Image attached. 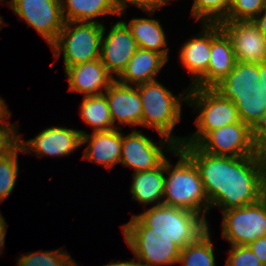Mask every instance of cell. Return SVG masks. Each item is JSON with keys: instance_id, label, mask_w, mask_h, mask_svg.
Segmentation results:
<instances>
[{"instance_id": "cell-1", "label": "cell", "mask_w": 266, "mask_h": 266, "mask_svg": "<svg viewBox=\"0 0 266 266\" xmlns=\"http://www.w3.org/2000/svg\"><path fill=\"white\" fill-rule=\"evenodd\" d=\"M178 147L196 165L210 209L227 211L262 198L257 155L227 157L209 154L197 145Z\"/></svg>"}, {"instance_id": "cell-2", "label": "cell", "mask_w": 266, "mask_h": 266, "mask_svg": "<svg viewBox=\"0 0 266 266\" xmlns=\"http://www.w3.org/2000/svg\"><path fill=\"white\" fill-rule=\"evenodd\" d=\"M173 154L179 158L175 166L165 160V173L169 175H165L163 204L192 211L207 221L210 203L196 165L179 147Z\"/></svg>"}, {"instance_id": "cell-3", "label": "cell", "mask_w": 266, "mask_h": 266, "mask_svg": "<svg viewBox=\"0 0 266 266\" xmlns=\"http://www.w3.org/2000/svg\"><path fill=\"white\" fill-rule=\"evenodd\" d=\"M142 102V126L154 129L160 137L166 136L181 145L185 137H175L173 129L181 120V106L187 103L188 88L180 95H174L162 83L154 80L136 86ZM185 95V96H184Z\"/></svg>"}, {"instance_id": "cell-4", "label": "cell", "mask_w": 266, "mask_h": 266, "mask_svg": "<svg viewBox=\"0 0 266 266\" xmlns=\"http://www.w3.org/2000/svg\"><path fill=\"white\" fill-rule=\"evenodd\" d=\"M144 211L136 216L149 227V233L169 238L180 249L194 242L210 226L201 215L179 207L161 204Z\"/></svg>"}, {"instance_id": "cell-5", "label": "cell", "mask_w": 266, "mask_h": 266, "mask_svg": "<svg viewBox=\"0 0 266 266\" xmlns=\"http://www.w3.org/2000/svg\"><path fill=\"white\" fill-rule=\"evenodd\" d=\"M103 27L98 21L64 22L57 40L50 46L54 57L59 60L63 52L65 69L100 59Z\"/></svg>"}, {"instance_id": "cell-6", "label": "cell", "mask_w": 266, "mask_h": 266, "mask_svg": "<svg viewBox=\"0 0 266 266\" xmlns=\"http://www.w3.org/2000/svg\"><path fill=\"white\" fill-rule=\"evenodd\" d=\"M187 105L199 111L197 131L186 136L182 144L197 145L209 132L241 121L235 104L213 88L188 87Z\"/></svg>"}, {"instance_id": "cell-7", "label": "cell", "mask_w": 266, "mask_h": 266, "mask_svg": "<svg viewBox=\"0 0 266 266\" xmlns=\"http://www.w3.org/2000/svg\"><path fill=\"white\" fill-rule=\"evenodd\" d=\"M124 240L134 254L139 266H163L178 263L180 248L169 238L149 233L147 227L136 214L123 224Z\"/></svg>"}, {"instance_id": "cell-8", "label": "cell", "mask_w": 266, "mask_h": 266, "mask_svg": "<svg viewBox=\"0 0 266 266\" xmlns=\"http://www.w3.org/2000/svg\"><path fill=\"white\" fill-rule=\"evenodd\" d=\"M222 237L231 245H248L266 236V198L222 211Z\"/></svg>"}, {"instance_id": "cell-9", "label": "cell", "mask_w": 266, "mask_h": 266, "mask_svg": "<svg viewBox=\"0 0 266 266\" xmlns=\"http://www.w3.org/2000/svg\"><path fill=\"white\" fill-rule=\"evenodd\" d=\"M261 137L242 121L209 132L197 146L209 154L227 157L257 155Z\"/></svg>"}, {"instance_id": "cell-10", "label": "cell", "mask_w": 266, "mask_h": 266, "mask_svg": "<svg viewBox=\"0 0 266 266\" xmlns=\"http://www.w3.org/2000/svg\"><path fill=\"white\" fill-rule=\"evenodd\" d=\"M161 138L158 146L140 130H133L128 135L122 133L121 165L133 168L134 173L159 167L167 159L164 149L173 154L178 148L170 138L163 135Z\"/></svg>"}, {"instance_id": "cell-11", "label": "cell", "mask_w": 266, "mask_h": 266, "mask_svg": "<svg viewBox=\"0 0 266 266\" xmlns=\"http://www.w3.org/2000/svg\"><path fill=\"white\" fill-rule=\"evenodd\" d=\"M6 4L21 21L33 27L52 45L58 38L64 25L61 0H10Z\"/></svg>"}, {"instance_id": "cell-12", "label": "cell", "mask_w": 266, "mask_h": 266, "mask_svg": "<svg viewBox=\"0 0 266 266\" xmlns=\"http://www.w3.org/2000/svg\"><path fill=\"white\" fill-rule=\"evenodd\" d=\"M80 131L53 126L40 131L38 135L27 141L21 140V134L16 133V142L21 146L23 153L38 157H64L82 146Z\"/></svg>"}, {"instance_id": "cell-13", "label": "cell", "mask_w": 266, "mask_h": 266, "mask_svg": "<svg viewBox=\"0 0 266 266\" xmlns=\"http://www.w3.org/2000/svg\"><path fill=\"white\" fill-rule=\"evenodd\" d=\"M105 27L104 25L100 60L107 71L118 78L137 51L138 45L122 20L113 24L106 36H104L107 31Z\"/></svg>"}, {"instance_id": "cell-14", "label": "cell", "mask_w": 266, "mask_h": 266, "mask_svg": "<svg viewBox=\"0 0 266 266\" xmlns=\"http://www.w3.org/2000/svg\"><path fill=\"white\" fill-rule=\"evenodd\" d=\"M219 25L231 40L236 61L259 64L266 60V38L253 21L223 20Z\"/></svg>"}, {"instance_id": "cell-15", "label": "cell", "mask_w": 266, "mask_h": 266, "mask_svg": "<svg viewBox=\"0 0 266 266\" xmlns=\"http://www.w3.org/2000/svg\"><path fill=\"white\" fill-rule=\"evenodd\" d=\"M210 53L207 73L193 87L212 88L235 67L236 58L231 40L219 23H211Z\"/></svg>"}, {"instance_id": "cell-16", "label": "cell", "mask_w": 266, "mask_h": 266, "mask_svg": "<svg viewBox=\"0 0 266 266\" xmlns=\"http://www.w3.org/2000/svg\"><path fill=\"white\" fill-rule=\"evenodd\" d=\"M108 101L110 114L119 124L142 126V102L136 86L124 85L115 80L103 93Z\"/></svg>"}, {"instance_id": "cell-17", "label": "cell", "mask_w": 266, "mask_h": 266, "mask_svg": "<svg viewBox=\"0 0 266 266\" xmlns=\"http://www.w3.org/2000/svg\"><path fill=\"white\" fill-rule=\"evenodd\" d=\"M212 88L227 100L264 97L258 63L236 61L234 69Z\"/></svg>"}, {"instance_id": "cell-18", "label": "cell", "mask_w": 266, "mask_h": 266, "mask_svg": "<svg viewBox=\"0 0 266 266\" xmlns=\"http://www.w3.org/2000/svg\"><path fill=\"white\" fill-rule=\"evenodd\" d=\"M64 71L69 90L84 93V96L101 95L116 80L100 59L71 66Z\"/></svg>"}, {"instance_id": "cell-19", "label": "cell", "mask_w": 266, "mask_h": 266, "mask_svg": "<svg viewBox=\"0 0 266 266\" xmlns=\"http://www.w3.org/2000/svg\"><path fill=\"white\" fill-rule=\"evenodd\" d=\"M120 128L107 131H96L92 135L80 131L82 145L89 143L84 149L83 159L100 164L110 170L120 163L122 148V132Z\"/></svg>"}, {"instance_id": "cell-20", "label": "cell", "mask_w": 266, "mask_h": 266, "mask_svg": "<svg viewBox=\"0 0 266 266\" xmlns=\"http://www.w3.org/2000/svg\"><path fill=\"white\" fill-rule=\"evenodd\" d=\"M201 32L191 36L180 50V62L192 77L193 87L206 73L211 55V23H201Z\"/></svg>"}, {"instance_id": "cell-21", "label": "cell", "mask_w": 266, "mask_h": 266, "mask_svg": "<svg viewBox=\"0 0 266 266\" xmlns=\"http://www.w3.org/2000/svg\"><path fill=\"white\" fill-rule=\"evenodd\" d=\"M168 60L160 53L138 48L126 69L116 79L124 85L137 86L142 83L156 80L160 70Z\"/></svg>"}, {"instance_id": "cell-22", "label": "cell", "mask_w": 266, "mask_h": 266, "mask_svg": "<svg viewBox=\"0 0 266 266\" xmlns=\"http://www.w3.org/2000/svg\"><path fill=\"white\" fill-rule=\"evenodd\" d=\"M165 161L157 168L133 173L130 193L139 204H163L165 191Z\"/></svg>"}, {"instance_id": "cell-23", "label": "cell", "mask_w": 266, "mask_h": 266, "mask_svg": "<svg viewBox=\"0 0 266 266\" xmlns=\"http://www.w3.org/2000/svg\"><path fill=\"white\" fill-rule=\"evenodd\" d=\"M130 29L138 48L162 54L169 60L165 31L159 20L151 18H132L129 23L123 21Z\"/></svg>"}, {"instance_id": "cell-24", "label": "cell", "mask_w": 266, "mask_h": 266, "mask_svg": "<svg viewBox=\"0 0 266 266\" xmlns=\"http://www.w3.org/2000/svg\"><path fill=\"white\" fill-rule=\"evenodd\" d=\"M61 7L65 22H97L99 16L120 14L116 0H61Z\"/></svg>"}, {"instance_id": "cell-25", "label": "cell", "mask_w": 266, "mask_h": 266, "mask_svg": "<svg viewBox=\"0 0 266 266\" xmlns=\"http://www.w3.org/2000/svg\"><path fill=\"white\" fill-rule=\"evenodd\" d=\"M80 116L89 127L93 128V132L116 129L104 94L84 96L80 106Z\"/></svg>"}, {"instance_id": "cell-26", "label": "cell", "mask_w": 266, "mask_h": 266, "mask_svg": "<svg viewBox=\"0 0 266 266\" xmlns=\"http://www.w3.org/2000/svg\"><path fill=\"white\" fill-rule=\"evenodd\" d=\"M209 229L194 242L180 250L178 263L182 264V266H216Z\"/></svg>"}, {"instance_id": "cell-27", "label": "cell", "mask_w": 266, "mask_h": 266, "mask_svg": "<svg viewBox=\"0 0 266 266\" xmlns=\"http://www.w3.org/2000/svg\"><path fill=\"white\" fill-rule=\"evenodd\" d=\"M264 97L233 98L240 120L260 137L266 133V107Z\"/></svg>"}, {"instance_id": "cell-28", "label": "cell", "mask_w": 266, "mask_h": 266, "mask_svg": "<svg viewBox=\"0 0 266 266\" xmlns=\"http://www.w3.org/2000/svg\"><path fill=\"white\" fill-rule=\"evenodd\" d=\"M19 151L21 146L15 141L0 154V202L2 203L12 194L19 173Z\"/></svg>"}, {"instance_id": "cell-29", "label": "cell", "mask_w": 266, "mask_h": 266, "mask_svg": "<svg viewBox=\"0 0 266 266\" xmlns=\"http://www.w3.org/2000/svg\"><path fill=\"white\" fill-rule=\"evenodd\" d=\"M63 249L28 252L18 257L16 264L17 266H80Z\"/></svg>"}, {"instance_id": "cell-30", "label": "cell", "mask_w": 266, "mask_h": 266, "mask_svg": "<svg viewBox=\"0 0 266 266\" xmlns=\"http://www.w3.org/2000/svg\"><path fill=\"white\" fill-rule=\"evenodd\" d=\"M232 7V0H194L191 16L201 23H220Z\"/></svg>"}, {"instance_id": "cell-31", "label": "cell", "mask_w": 266, "mask_h": 266, "mask_svg": "<svg viewBox=\"0 0 266 266\" xmlns=\"http://www.w3.org/2000/svg\"><path fill=\"white\" fill-rule=\"evenodd\" d=\"M266 7V0H232L227 17L230 21H253Z\"/></svg>"}, {"instance_id": "cell-32", "label": "cell", "mask_w": 266, "mask_h": 266, "mask_svg": "<svg viewBox=\"0 0 266 266\" xmlns=\"http://www.w3.org/2000/svg\"><path fill=\"white\" fill-rule=\"evenodd\" d=\"M225 266H263L247 245H232Z\"/></svg>"}, {"instance_id": "cell-33", "label": "cell", "mask_w": 266, "mask_h": 266, "mask_svg": "<svg viewBox=\"0 0 266 266\" xmlns=\"http://www.w3.org/2000/svg\"><path fill=\"white\" fill-rule=\"evenodd\" d=\"M117 8L119 11V16L123 15L126 12L128 4L137 6L139 9H142L150 17L155 13L159 8L168 5L169 3L166 0H116Z\"/></svg>"}, {"instance_id": "cell-34", "label": "cell", "mask_w": 266, "mask_h": 266, "mask_svg": "<svg viewBox=\"0 0 266 266\" xmlns=\"http://www.w3.org/2000/svg\"><path fill=\"white\" fill-rule=\"evenodd\" d=\"M257 160L260 168L261 194L266 198V148L261 143L257 150Z\"/></svg>"}, {"instance_id": "cell-35", "label": "cell", "mask_w": 266, "mask_h": 266, "mask_svg": "<svg viewBox=\"0 0 266 266\" xmlns=\"http://www.w3.org/2000/svg\"><path fill=\"white\" fill-rule=\"evenodd\" d=\"M247 246L258 257L263 266H266V236L256 239Z\"/></svg>"}, {"instance_id": "cell-36", "label": "cell", "mask_w": 266, "mask_h": 266, "mask_svg": "<svg viewBox=\"0 0 266 266\" xmlns=\"http://www.w3.org/2000/svg\"><path fill=\"white\" fill-rule=\"evenodd\" d=\"M6 105L7 103H5L4 99L0 97V127H17L16 124H10L9 121L4 122V120L10 118V116L12 115L11 111L7 108Z\"/></svg>"}, {"instance_id": "cell-37", "label": "cell", "mask_w": 266, "mask_h": 266, "mask_svg": "<svg viewBox=\"0 0 266 266\" xmlns=\"http://www.w3.org/2000/svg\"><path fill=\"white\" fill-rule=\"evenodd\" d=\"M253 22L258 26L260 33L266 38V7L256 16Z\"/></svg>"}, {"instance_id": "cell-38", "label": "cell", "mask_w": 266, "mask_h": 266, "mask_svg": "<svg viewBox=\"0 0 266 266\" xmlns=\"http://www.w3.org/2000/svg\"><path fill=\"white\" fill-rule=\"evenodd\" d=\"M259 75H260L261 92L264 94L263 100L265 101V107H266V60L259 63Z\"/></svg>"}, {"instance_id": "cell-39", "label": "cell", "mask_w": 266, "mask_h": 266, "mask_svg": "<svg viewBox=\"0 0 266 266\" xmlns=\"http://www.w3.org/2000/svg\"><path fill=\"white\" fill-rule=\"evenodd\" d=\"M7 223L5 221L4 216L0 212V252H2L4 244H5V236H6V227Z\"/></svg>"}, {"instance_id": "cell-40", "label": "cell", "mask_w": 266, "mask_h": 266, "mask_svg": "<svg viewBox=\"0 0 266 266\" xmlns=\"http://www.w3.org/2000/svg\"><path fill=\"white\" fill-rule=\"evenodd\" d=\"M104 266H139V264L137 263V261L136 260H127V261H118V262H116V261H114V259H113V261L110 263H108L107 265H104Z\"/></svg>"}, {"instance_id": "cell-41", "label": "cell", "mask_w": 266, "mask_h": 266, "mask_svg": "<svg viewBox=\"0 0 266 266\" xmlns=\"http://www.w3.org/2000/svg\"><path fill=\"white\" fill-rule=\"evenodd\" d=\"M260 143L266 148V133L261 137Z\"/></svg>"}, {"instance_id": "cell-42", "label": "cell", "mask_w": 266, "mask_h": 266, "mask_svg": "<svg viewBox=\"0 0 266 266\" xmlns=\"http://www.w3.org/2000/svg\"><path fill=\"white\" fill-rule=\"evenodd\" d=\"M3 23V24H2ZM7 25V23H5V21L2 19L1 15H0V30L3 28V26Z\"/></svg>"}]
</instances>
